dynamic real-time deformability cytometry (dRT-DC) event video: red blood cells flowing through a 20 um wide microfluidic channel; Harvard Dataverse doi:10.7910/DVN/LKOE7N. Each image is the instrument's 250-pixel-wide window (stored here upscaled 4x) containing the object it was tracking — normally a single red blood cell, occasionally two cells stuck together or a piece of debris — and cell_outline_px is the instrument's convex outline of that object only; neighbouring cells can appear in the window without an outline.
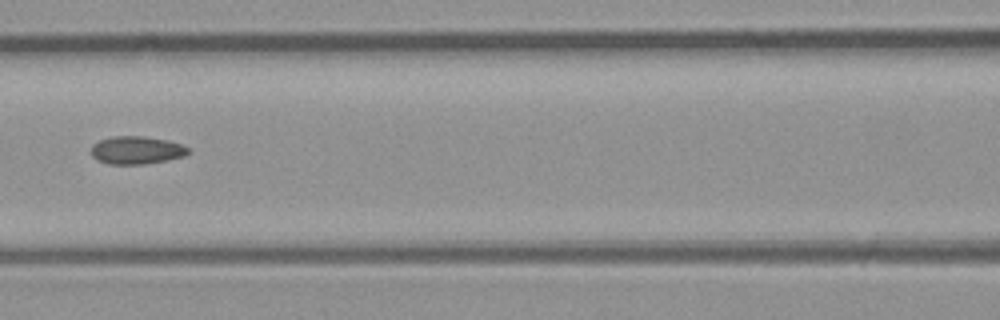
{"species": "common noctule bat (a hibernating species)", "species_latin": "Nyctalus noctula", "temperature_condition": "room temperature", "stored_images_in_passage": 5, "camera_frame_rate_fps": 3000, "um_per_image_px": 0.085, "animal": {"sex": "male", "body_mass_g": 23.1, "forearm_length_mm": 52.7}, "frame": {"image": 1, "passage_image": 5, "time_ms": 5.333, "image_size_px": [1000, 320], "cell_outline_px": [[188, 152], [184, 156], [168, 160], [144, 164], [108, 164], [96, 160], [92, 156], [92, 144], [100, 140], [112, 136], [144, 136], [168, 140], [180, 144], [188, 148]], "centroid_in_image_um": [11.58, 12.76], "position_along_channel_um": 155.0, "area_um2": 15.78}}